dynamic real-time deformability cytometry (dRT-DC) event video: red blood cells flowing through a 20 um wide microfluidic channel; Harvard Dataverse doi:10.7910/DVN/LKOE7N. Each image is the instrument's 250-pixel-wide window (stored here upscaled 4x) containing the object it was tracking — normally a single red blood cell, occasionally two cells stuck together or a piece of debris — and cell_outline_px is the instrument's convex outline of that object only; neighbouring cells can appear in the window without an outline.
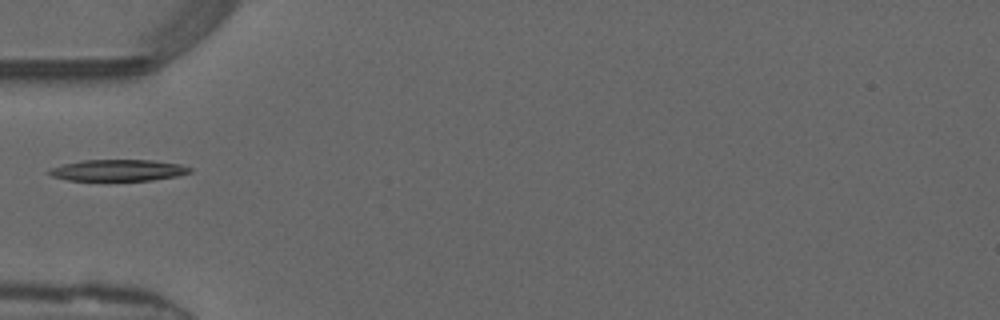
{"species": "common noctule bat (a hibernating species)", "species_latin": "Nyctalus noctula", "temperature_condition": "warm", "stored_images_in_passage": 32, "camera_frame_rate_fps": 3000, "um_per_image_px": 0.085, "animal": {"sex": "male", "forearm_length_mm": 52.5}, "frame": {"image": 1, "passage_image": 1, "time_ms": 0.0, "image_size_px": [1000, 320], "cell_outline_px": [[192, 172], [176, 176], [152, 180], [68, 180], [52, 176], [48, 172], [48, 168], [64, 164], [84, 160], [152, 160], [180, 164], [192, 168]], "centroid_in_image_um": [10.05, 14.47], "position_along_channel_um": 75.0, "area_um2": 17.46}}